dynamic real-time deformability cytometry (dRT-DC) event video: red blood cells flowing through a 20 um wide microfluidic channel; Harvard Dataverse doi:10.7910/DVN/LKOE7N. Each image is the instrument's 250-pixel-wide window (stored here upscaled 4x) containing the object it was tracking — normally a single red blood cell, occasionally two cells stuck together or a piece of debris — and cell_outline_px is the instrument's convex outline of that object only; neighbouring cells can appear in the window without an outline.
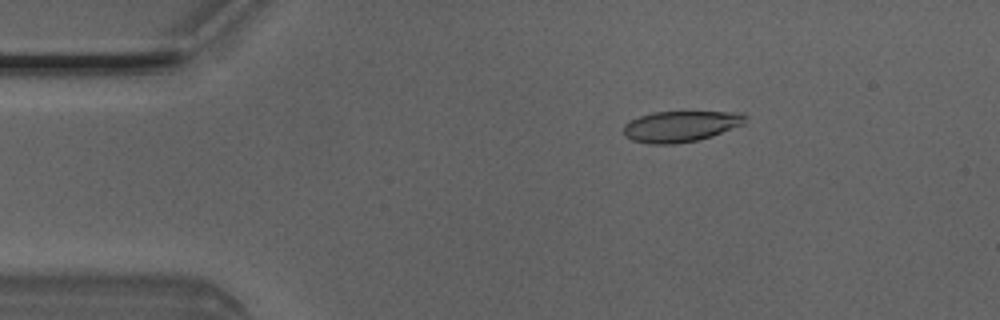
{"species": "Egyptian fruit bat (a non-hibernating species)", "species_latin": "Rousettus aegyptiacus", "temperature_condition": "room temperature", "stored_images_in_passage": 5, "camera_frame_rate_fps": 3000, "um_per_image_px": 0.085, "animal": {"sex": "male"}, "frame": {"image": 1, "passage_image": 3, "time_ms": 0.667, "image_size_px": [1000, 320], "cell_outline_px": [[748, 120], [744, 124], [712, 136], [696, 140], [672, 144], [648, 144], [632, 140], [624, 136], [624, 124], [640, 116], [652, 112], [744, 112], [748, 116]], "centroid_in_image_um": [57.89, 10.73], "position_along_channel_um": 27.1, "area_um2": 22.02}}